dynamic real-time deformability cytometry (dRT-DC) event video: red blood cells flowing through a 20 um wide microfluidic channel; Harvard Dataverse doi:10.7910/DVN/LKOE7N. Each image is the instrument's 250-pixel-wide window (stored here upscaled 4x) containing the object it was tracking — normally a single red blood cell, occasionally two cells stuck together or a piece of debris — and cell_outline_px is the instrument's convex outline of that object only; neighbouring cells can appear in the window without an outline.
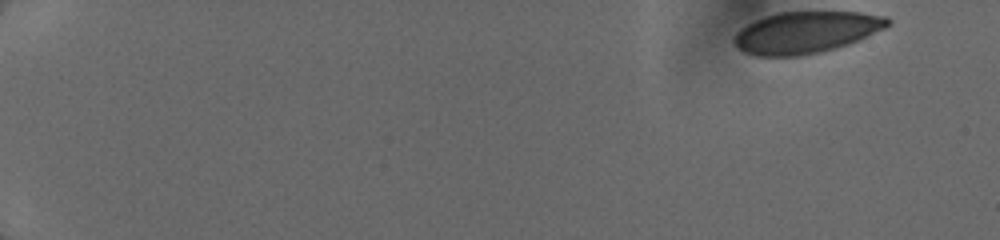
{"species": "human", "species_latin": "Homo sapiens", "temperature_condition": "cold", "stored_images_in_passage": 21, "camera_frame_rate_fps": 3000, "um_per_image_px": 0.085, "donor": {"sex": "female"}, "frame": {"image": 1, "passage_image": 1, "time_ms": 0.0, "image_size_px": [1000, 240], "cell_outline_px": [[892, 20], [884, 28], [848, 44], [820, 52], [796, 56], [756, 56], [744, 52], [732, 40], [732, 36], [740, 28], [764, 16], [776, 12], [860, 12], [888, 16]], "centroid_in_image_um": [68.49, 2.74], "position_along_channel_um": 16.5, "area_um2": 37.17}}
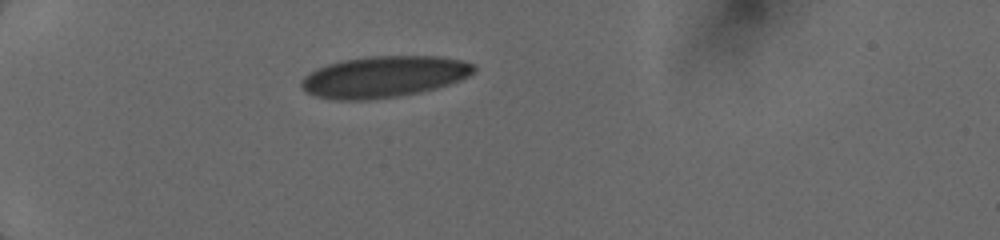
{"frame": {"image": 2, "passage_image": 18, "time_ms": 4.333, "image_size_px": [1000, 240], "cell_outline_px": [[476, 72], [460, 80], [436, 88], [420, 92], [400, 96], [368, 100], [332, 100], [316, 96], [300, 88], [300, 80], [308, 72], [316, 68], [328, 64], [344, 60], [368, 56], [440, 56], [460, 60], [476, 64]], "centroid_in_image_um": [32.62, 6.52], "position_along_channel_um": 52.4, "area_um2": 41.91}}